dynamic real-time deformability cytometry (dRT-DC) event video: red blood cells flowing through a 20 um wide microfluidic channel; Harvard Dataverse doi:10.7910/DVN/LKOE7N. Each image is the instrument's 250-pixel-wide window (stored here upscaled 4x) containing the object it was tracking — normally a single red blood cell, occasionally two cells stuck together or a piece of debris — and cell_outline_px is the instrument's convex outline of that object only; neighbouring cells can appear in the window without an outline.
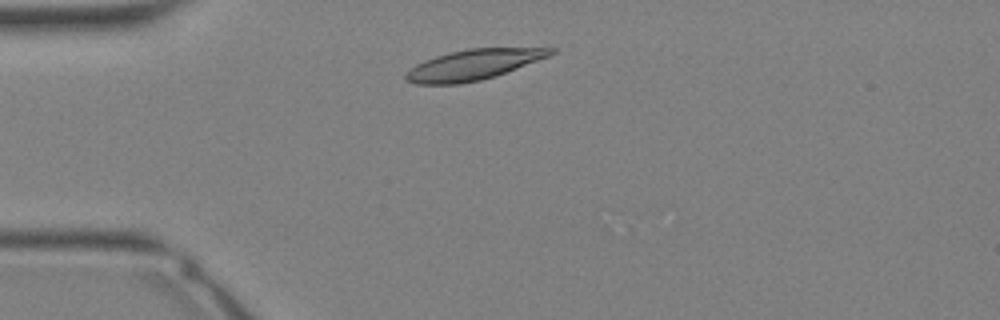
{"species": "Egyptian fruit bat (a non-hibernating species)", "species_latin": "Rousettus aegyptiacus", "temperature_condition": "warm", "stored_images_in_passage": 8, "camera_frame_rate_fps": 3000, "um_per_image_px": 0.085, "animal": {"sex": "female"}, "frame": {"image": 1, "passage_image": 4, "time_ms": 1.0, "image_size_px": [1000, 320], "cell_outline_px": [[556, 52], [548, 56], [496, 76], [480, 80], [460, 84], [416, 84], [404, 80], [404, 72], [416, 64], [424, 60], [436, 56], [468, 48], [556, 48]], "centroid_in_image_um": [40.17, 5.51], "position_along_channel_um": 44.8, "area_um2": 25.55}}
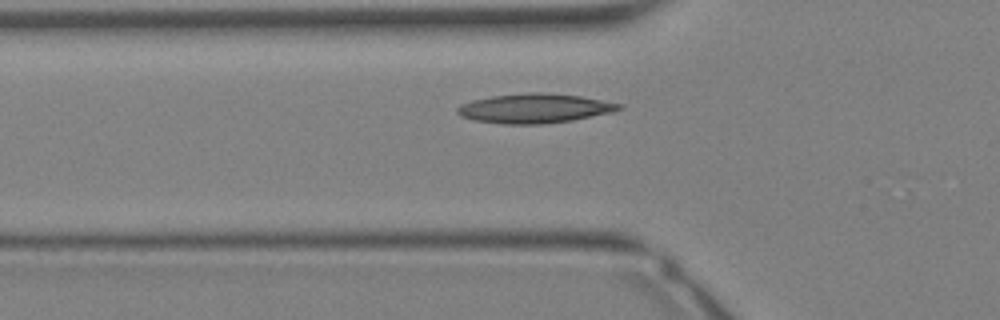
{"frame": {"image": 2, "passage_image": 7, "time_ms": 2.0, "image_size_px": [1000, 320], "cell_outline_px": [[624, 108], [612, 112], [572, 120], [544, 124], [500, 124], [472, 120], [460, 116], [456, 112], [456, 108], [460, 104], [472, 100], [492, 96], [532, 92], [540, 92], [580, 96], [624, 104]], "centroid_in_image_um": [45.41, 9.21], "position_along_channel_um": 80.4, "area_um2": 27.86}}